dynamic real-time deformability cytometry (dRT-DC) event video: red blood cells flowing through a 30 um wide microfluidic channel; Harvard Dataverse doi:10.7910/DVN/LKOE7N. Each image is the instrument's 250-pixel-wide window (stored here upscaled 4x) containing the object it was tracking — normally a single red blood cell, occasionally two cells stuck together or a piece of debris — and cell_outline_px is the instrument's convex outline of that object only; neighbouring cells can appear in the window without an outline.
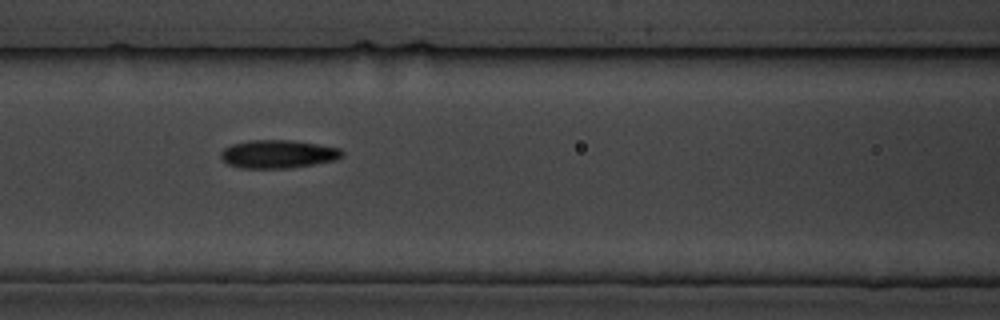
{"species": "common noctule bat (a hibernating species)", "species_latin": "Nyctalus noctula", "temperature_condition": "cold", "stored_images_in_passage": 8, "camera_frame_rate_fps": 3000, "um_per_image_px": 0.085, "animal": {"sex": "male", "body_mass_g": 19.5, "forearm_length_mm": 54.6}, "frame": {"image": 1, "passage_image": 8, "time_ms": 8.0, "image_size_px": [1000, 320], "cell_outline_px": [[344, 152], [336, 160], [288, 168], [240, 168], [228, 164], [220, 156], [220, 152], [224, 148], [232, 144], [248, 140], [292, 140], [340, 148]], "centroid_in_image_um": [23.6, 13.09], "position_along_channel_um": 143.0, "area_um2": 19.83}}